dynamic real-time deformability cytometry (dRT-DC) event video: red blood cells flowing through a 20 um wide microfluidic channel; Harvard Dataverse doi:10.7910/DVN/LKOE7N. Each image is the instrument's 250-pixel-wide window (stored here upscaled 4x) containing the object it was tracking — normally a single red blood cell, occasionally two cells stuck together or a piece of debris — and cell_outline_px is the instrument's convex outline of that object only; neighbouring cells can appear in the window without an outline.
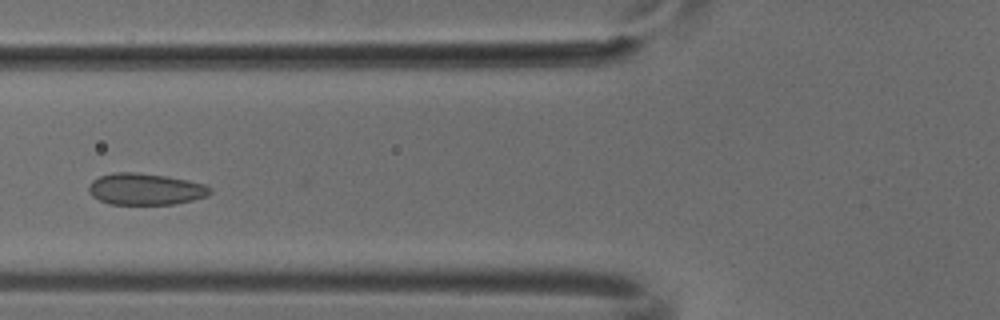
{"species": "common noctule bat (a hibernating species)", "species_latin": "Nyctalus noctula", "temperature_condition": "cold", "stored_images_in_passage": 4, "camera_frame_rate_fps": 3000, "um_per_image_px": 0.085, "animal": {"sex": "male", "body_mass_g": 18.8}, "frame": {"image": 1, "passage_image": 3, "time_ms": 0.667, "image_size_px": [1000, 320], "cell_outline_px": [[212, 192], [208, 196], [176, 204], [108, 204], [92, 196], [88, 192], [88, 184], [92, 180], [100, 176], [112, 172], [136, 172], [164, 176], [188, 180], [204, 184], [212, 188]], "centroid_in_image_um": [12.35, 16.07], "position_along_channel_um": 113.5, "area_um2": 22.48}}
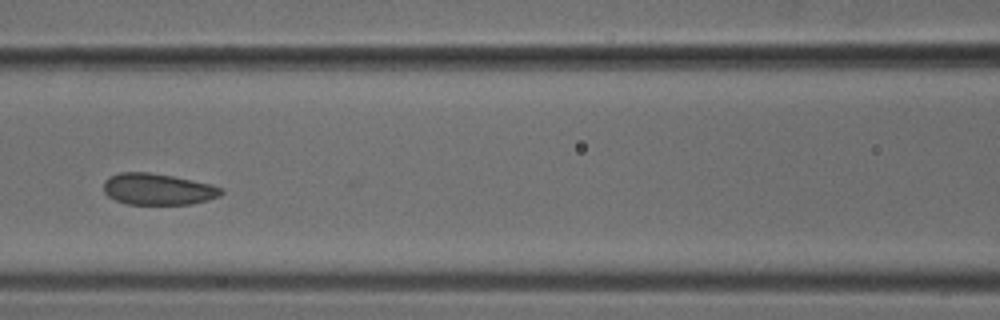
{"frame": {"image": 2, "passage_image": 4, "time_ms": 1.0, "image_size_px": [1000, 320], "cell_outline_px": [[224, 192], [220, 196], [208, 200], [192, 204], [128, 204], [116, 200], [108, 196], [104, 192], [104, 180], [108, 176], [120, 172], [148, 172], [172, 176], [212, 184], [224, 188]], "centroid_in_image_um": [13.44, 16.08], "position_along_channel_um": 153.2, "area_um2": 21.68}}